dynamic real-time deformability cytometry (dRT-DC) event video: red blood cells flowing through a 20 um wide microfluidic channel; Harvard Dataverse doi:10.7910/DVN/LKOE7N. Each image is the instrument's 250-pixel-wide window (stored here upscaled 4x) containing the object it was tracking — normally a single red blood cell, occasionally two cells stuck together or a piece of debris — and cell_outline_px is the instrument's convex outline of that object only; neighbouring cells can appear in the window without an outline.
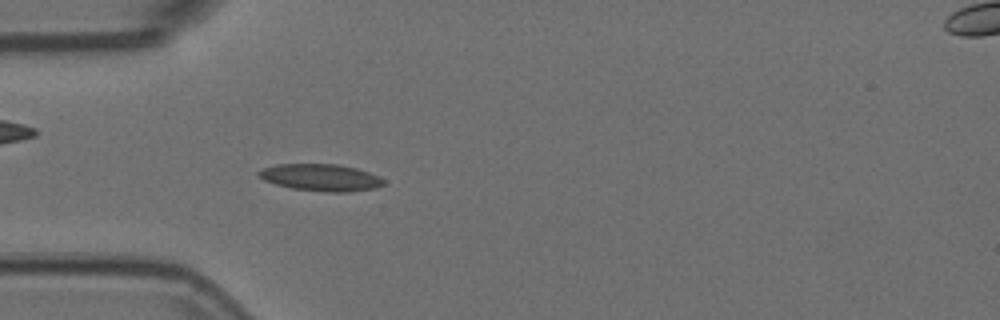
{"species": "Egyptian fruit bat (a non-hibernating species)", "species_latin": "Rousettus aegyptiacus", "temperature_condition": "room temperature", "stored_images_in_passage": 54, "camera_frame_rate_fps": 3000, "um_per_image_px": 0.085, "animal": {"sex": "female"}, "frame": {"image": 1, "passage_image": 16, "time_ms": 5.0, "image_size_px": [1000, 320], "cell_outline_px": [[384, 184], [376, 188], [348, 192], [324, 192], [292, 188], [276, 184], [264, 180], [256, 172], [264, 168], [276, 164], [336, 164], [356, 168], [380, 176], [384, 180]], "centroid_in_image_um": [27.29, 15.09], "position_along_channel_um": 57.7, "area_um2": 19.59}}
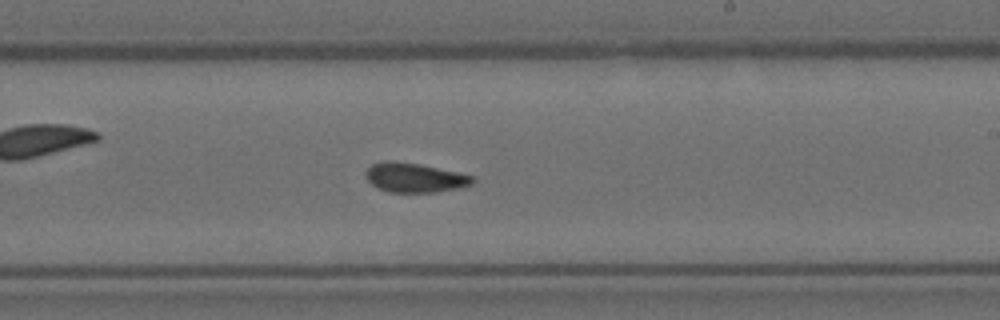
{"frame": {"image": 2, "passage_image": 32, "time_ms": 10.333, "image_size_px": [1000, 320], "cell_outline_px": [[476, 180], [472, 184], [460, 188], [436, 192], [388, 192], [376, 188], [364, 176], [364, 172], [372, 164], [384, 160], [392, 160], [420, 164], [456, 172], [472, 176]], "centroid_in_image_um": [35.2, 15.1], "position_along_channel_um": 253.8, "area_um2": 18.44}}
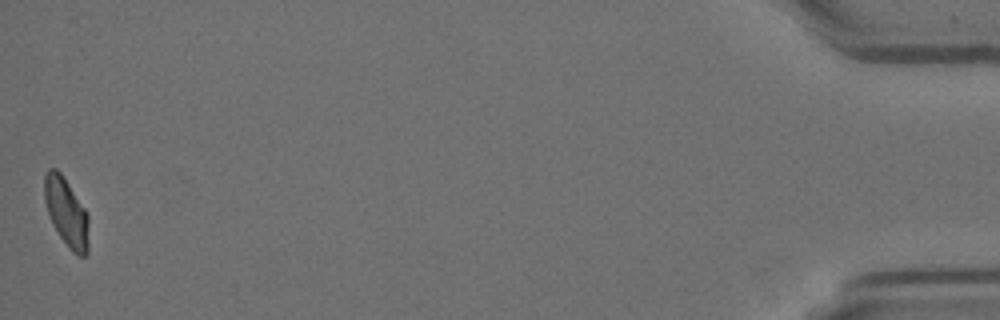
{"frame": {"image": 3, "passage_image": 54, "time_ms": 17.667, "image_size_px": [1000, 320], "cell_outline_px": [[88, 252], [84, 256], [80, 256], [72, 252], [68, 248], [60, 236], [48, 212], [44, 200], [44, 172], [48, 168], [56, 168], [60, 172], [84, 208], [88, 216]], "centroid_in_image_um": [5.63, 18.03], "position_along_channel_um": 429.6, "area_um2": 17.4}, "authors_computed_cell_mechanics": {"area_um2": 18.1492, "velocity_mm_per_s": 3.7283, "shape_relaxation_time_tau1_ms": 4.6625, "shape_relaxation_time_tau2_ms": 1.0752, "deformation_change_tau1": 0.1306, "deformation_change_tau2": 0.0537}}